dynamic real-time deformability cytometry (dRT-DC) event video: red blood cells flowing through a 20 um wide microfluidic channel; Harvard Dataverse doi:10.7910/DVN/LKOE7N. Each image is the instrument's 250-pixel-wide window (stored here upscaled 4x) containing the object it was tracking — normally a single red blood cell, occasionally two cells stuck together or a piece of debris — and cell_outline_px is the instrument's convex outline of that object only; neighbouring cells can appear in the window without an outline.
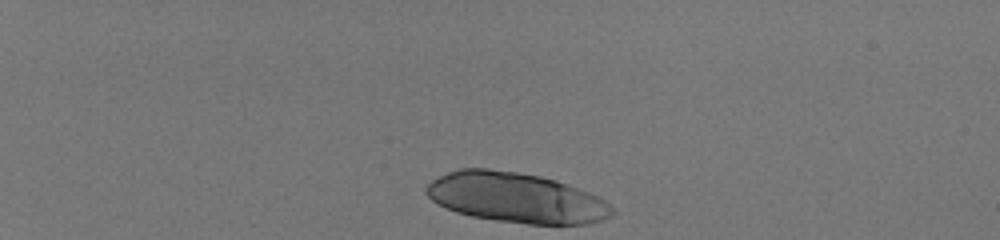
{"species": "human", "species_latin": "Homo sapiens", "temperature_condition": "room temperature", "stored_images_in_passage": 15, "camera_frame_rate_fps": 3000, "um_per_image_px": 0.085, "donor": {"sex": "male"}, "frame": {"image": 1, "passage_image": 1, "time_ms": 0.0, "image_size_px": [1000, 240], "cell_outline_px": [[616, 212], [612, 216], [604, 220], [588, 224], [528, 224], [496, 220], [472, 216], [456, 212], [432, 200], [424, 192], [424, 188], [432, 180], [448, 172], [460, 168], [488, 168], [516, 172], [540, 176], [556, 180], [568, 184], [588, 192], [604, 200], [616, 208]], "centroid_in_image_um": [43.9, 16.81], "position_along_channel_um": 41.1, "area_um2": 54.33}}